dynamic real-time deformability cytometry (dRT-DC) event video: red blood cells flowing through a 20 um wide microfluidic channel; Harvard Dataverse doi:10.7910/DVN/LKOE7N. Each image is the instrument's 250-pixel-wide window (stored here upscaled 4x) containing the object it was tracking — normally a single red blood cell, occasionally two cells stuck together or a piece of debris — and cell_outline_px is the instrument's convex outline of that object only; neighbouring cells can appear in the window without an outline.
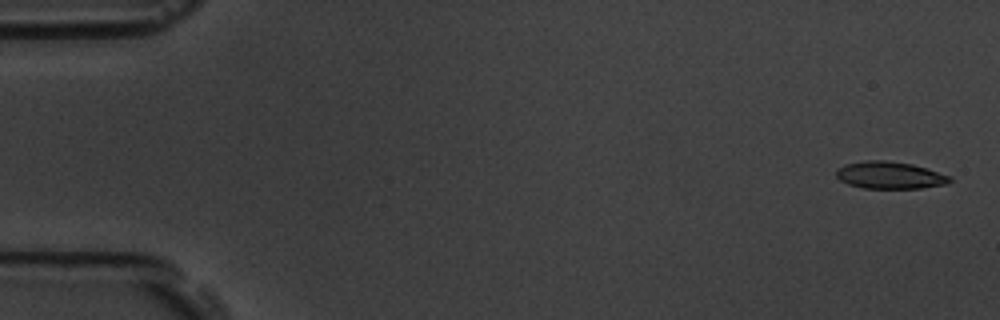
{"species": "common noctule bat (a hibernating species)", "species_latin": "Nyctalus noctula", "temperature_condition": "room temperature", "stored_images_in_passage": 4, "camera_frame_rate_fps": 3000, "um_per_image_px": 0.085, "animal": {"sex": "male", "body_mass_g": 19.5, "forearm_length_mm": 54.6}, "frame": {"image": 1, "passage_image": 1, "time_ms": 0.0, "image_size_px": [1000, 320], "cell_outline_px": [[952, 180], [948, 184], [920, 188], [864, 188], [848, 184], [840, 180], [836, 176], [836, 172], [844, 164], [864, 160], [884, 160], [912, 164], [952, 176]], "centroid_in_image_um": [75.65, 14.89], "position_along_channel_um": 9.3, "area_um2": 17.98}}
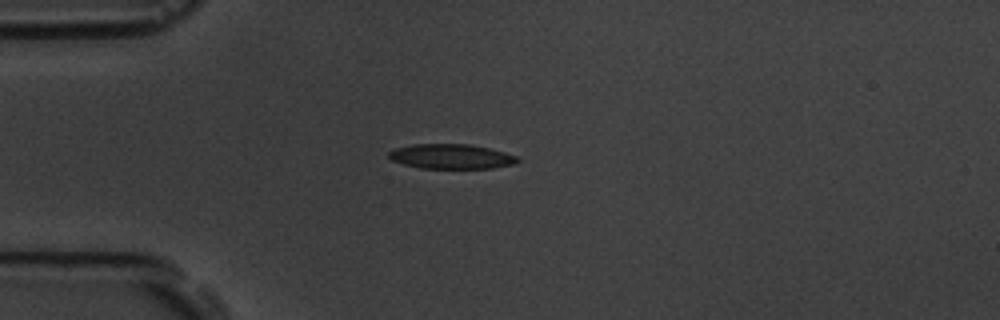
{"frame": {"image": 2, "passage_image": 4, "time_ms": 4.333, "image_size_px": [1000, 320], "cell_outline_px": [[520, 160], [512, 164], [492, 168], [420, 168], [404, 164], [392, 160], [388, 156], [388, 152], [392, 148], [412, 144], [468, 144], [488, 148], [504, 152], [516, 156]], "centroid_in_image_um": [38.3, 13.29], "position_along_channel_um": 46.7, "area_um2": 18.5}}